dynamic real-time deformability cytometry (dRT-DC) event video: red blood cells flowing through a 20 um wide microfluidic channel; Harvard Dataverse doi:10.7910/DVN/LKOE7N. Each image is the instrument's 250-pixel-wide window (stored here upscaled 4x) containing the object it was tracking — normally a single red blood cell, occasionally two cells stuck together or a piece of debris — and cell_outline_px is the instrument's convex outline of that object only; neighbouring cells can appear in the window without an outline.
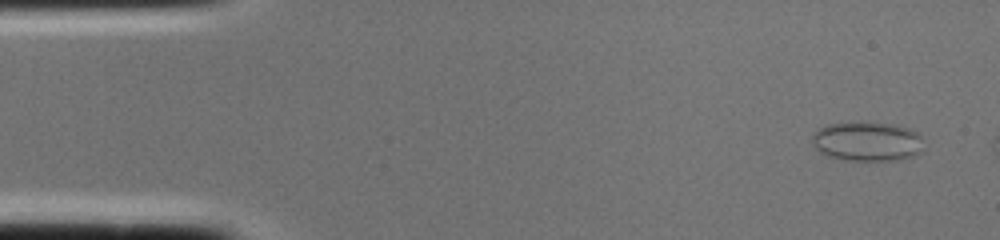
{"species": "common noctule bat (a hibernating species)", "species_latin": "Nyctalus noctula", "temperature_condition": "cold", "stored_images_in_passage": 2, "camera_frame_rate_fps": 3000, "um_per_image_px": 0.085, "animal": {"sex": "female", "body_mass_g": 22.0, "forearm_length_mm": 56.7}, "frame": {"image": 1, "passage_image": 1, "time_ms": 0.0, "image_size_px": [1000, 240], "cell_outline_px": [[924, 152], [900, 160], [844, 160], [828, 156], [820, 152], [812, 144], [812, 136], [816, 128], [828, 124], [860, 120], [892, 124], [908, 128], [916, 132], [920, 136]], "centroid_in_image_um": [73.69, 12.0], "position_along_channel_um": 11.3, "area_um2": 26.24}}